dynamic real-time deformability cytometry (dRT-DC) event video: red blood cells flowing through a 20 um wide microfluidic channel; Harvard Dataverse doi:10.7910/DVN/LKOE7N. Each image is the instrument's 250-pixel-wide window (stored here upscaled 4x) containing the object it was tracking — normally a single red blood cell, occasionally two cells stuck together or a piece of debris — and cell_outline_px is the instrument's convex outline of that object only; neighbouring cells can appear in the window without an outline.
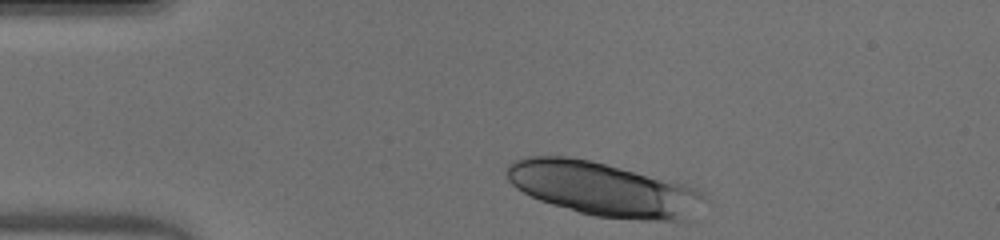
{"species": "human", "species_latin": "Homo sapiens", "temperature_condition": "warm", "stored_images_in_passage": 36, "segment_of_instrument_passage": [1, 2], "camera_frame_rate_fps": 3000, "um_per_image_px": 0.085, "donor": {"sex": "male"}, "frame": {"image": 1, "passage_image": 1, "time_ms": 0.0, "image_size_px": [1000, 240], "cell_outline_px": [[704, 200], [680, 220], [640, 220], [596, 216], [580, 212], [552, 204], [540, 200], [516, 188], [508, 180], [504, 172], [508, 164], [512, 160], [524, 156], [568, 156], [588, 160], [684, 184], [696, 188], [704, 196]], "centroid_in_image_um": [51.14, 16.04], "position_along_channel_um": 33.9, "area_um2": 60.81}}